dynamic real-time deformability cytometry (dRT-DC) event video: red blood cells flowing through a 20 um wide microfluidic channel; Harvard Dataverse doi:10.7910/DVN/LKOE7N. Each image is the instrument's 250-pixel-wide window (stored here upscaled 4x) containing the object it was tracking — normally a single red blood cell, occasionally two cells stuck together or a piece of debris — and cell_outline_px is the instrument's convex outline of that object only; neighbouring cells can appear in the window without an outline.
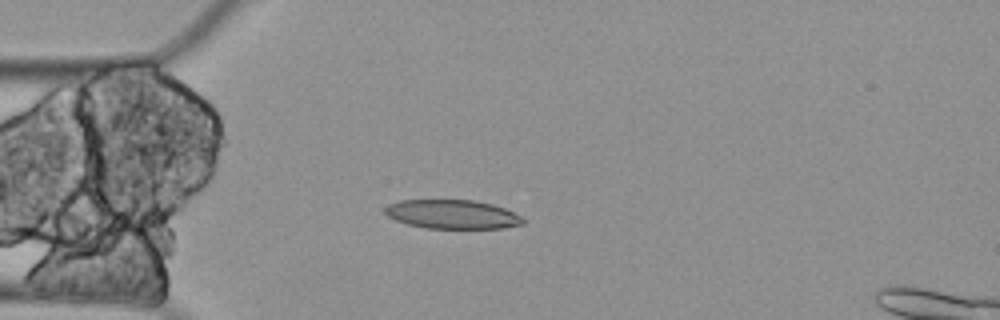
{"species": "Egyptian fruit bat (a non-hibernating species)", "species_latin": "Rousettus aegyptiacus", "temperature_condition": "cold", "stored_images_in_passage": 4, "camera_frame_rate_fps": 3000, "um_per_image_px": 0.085, "animal": {"sex": "female"}, "frame": {"image": 1, "passage_image": 4, "time_ms": 1.0, "image_size_px": [1000, 320], "cell_outline_px": [[524, 224], [504, 228], [424, 228], [408, 224], [396, 220], [388, 216], [384, 212], [384, 208], [388, 204], [400, 200], [472, 200], [492, 204], [504, 208], [520, 216], [524, 220]], "centroid_in_image_um": [38.43, 18.21], "position_along_channel_um": 46.6, "area_um2": 23.24}}